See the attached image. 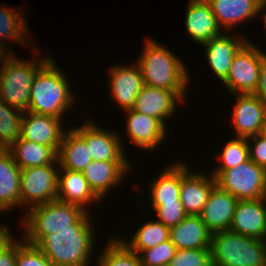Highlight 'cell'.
<instances>
[{"label":"cell","instance_id":"cell-18","mask_svg":"<svg viewBox=\"0 0 266 266\" xmlns=\"http://www.w3.org/2000/svg\"><path fill=\"white\" fill-rule=\"evenodd\" d=\"M188 4L184 23L189 38L202 45L222 34L207 0H190Z\"/></svg>","mask_w":266,"mask_h":266},{"label":"cell","instance_id":"cell-13","mask_svg":"<svg viewBox=\"0 0 266 266\" xmlns=\"http://www.w3.org/2000/svg\"><path fill=\"white\" fill-rule=\"evenodd\" d=\"M229 230L247 237L266 240V197L239 200Z\"/></svg>","mask_w":266,"mask_h":266},{"label":"cell","instance_id":"cell-26","mask_svg":"<svg viewBox=\"0 0 266 266\" xmlns=\"http://www.w3.org/2000/svg\"><path fill=\"white\" fill-rule=\"evenodd\" d=\"M21 168L7 149L0 151V207L4 211L20 206Z\"/></svg>","mask_w":266,"mask_h":266},{"label":"cell","instance_id":"cell-21","mask_svg":"<svg viewBox=\"0 0 266 266\" xmlns=\"http://www.w3.org/2000/svg\"><path fill=\"white\" fill-rule=\"evenodd\" d=\"M227 33H222L202 44L211 70L221 81L227 77L235 54L248 40Z\"/></svg>","mask_w":266,"mask_h":266},{"label":"cell","instance_id":"cell-4","mask_svg":"<svg viewBox=\"0 0 266 266\" xmlns=\"http://www.w3.org/2000/svg\"><path fill=\"white\" fill-rule=\"evenodd\" d=\"M12 53L10 51L0 63V99L8 106L25 112L28 111L33 80L51 57H33L31 61H23Z\"/></svg>","mask_w":266,"mask_h":266},{"label":"cell","instance_id":"cell-31","mask_svg":"<svg viewBox=\"0 0 266 266\" xmlns=\"http://www.w3.org/2000/svg\"><path fill=\"white\" fill-rule=\"evenodd\" d=\"M97 258L98 266H143L137 253L130 250L120 239L112 238Z\"/></svg>","mask_w":266,"mask_h":266},{"label":"cell","instance_id":"cell-40","mask_svg":"<svg viewBox=\"0 0 266 266\" xmlns=\"http://www.w3.org/2000/svg\"><path fill=\"white\" fill-rule=\"evenodd\" d=\"M254 94L266 105V59L262 63L258 85Z\"/></svg>","mask_w":266,"mask_h":266},{"label":"cell","instance_id":"cell-29","mask_svg":"<svg viewBox=\"0 0 266 266\" xmlns=\"http://www.w3.org/2000/svg\"><path fill=\"white\" fill-rule=\"evenodd\" d=\"M170 228L165 226L158 220H152L143 223L137 231H135L133 237L128 241L122 237L120 239L130 250L139 254L145 249L153 248L162 242L169 240ZM126 240V241H125Z\"/></svg>","mask_w":266,"mask_h":266},{"label":"cell","instance_id":"cell-9","mask_svg":"<svg viewBox=\"0 0 266 266\" xmlns=\"http://www.w3.org/2000/svg\"><path fill=\"white\" fill-rule=\"evenodd\" d=\"M59 165H43L21 170L20 205L32 208L57 200ZM27 204V205H26Z\"/></svg>","mask_w":266,"mask_h":266},{"label":"cell","instance_id":"cell-37","mask_svg":"<svg viewBox=\"0 0 266 266\" xmlns=\"http://www.w3.org/2000/svg\"><path fill=\"white\" fill-rule=\"evenodd\" d=\"M156 212L157 220L171 228L182 221L186 216L181 202H170L164 205H152Z\"/></svg>","mask_w":266,"mask_h":266},{"label":"cell","instance_id":"cell-10","mask_svg":"<svg viewBox=\"0 0 266 266\" xmlns=\"http://www.w3.org/2000/svg\"><path fill=\"white\" fill-rule=\"evenodd\" d=\"M85 122L73 129L86 141L93 161L129 162L117 132L101 129L92 120Z\"/></svg>","mask_w":266,"mask_h":266},{"label":"cell","instance_id":"cell-27","mask_svg":"<svg viewBox=\"0 0 266 266\" xmlns=\"http://www.w3.org/2000/svg\"><path fill=\"white\" fill-rule=\"evenodd\" d=\"M7 150L21 170L43 165H59L58 152L53 147L37 144L21 137Z\"/></svg>","mask_w":266,"mask_h":266},{"label":"cell","instance_id":"cell-42","mask_svg":"<svg viewBox=\"0 0 266 266\" xmlns=\"http://www.w3.org/2000/svg\"><path fill=\"white\" fill-rule=\"evenodd\" d=\"M265 9H266V0H262V3H261V13H262V11L264 12L265 11ZM263 16V17H262ZM260 17H262L263 18V23H264V27L266 28V13L265 14H263V15H261Z\"/></svg>","mask_w":266,"mask_h":266},{"label":"cell","instance_id":"cell-1","mask_svg":"<svg viewBox=\"0 0 266 266\" xmlns=\"http://www.w3.org/2000/svg\"><path fill=\"white\" fill-rule=\"evenodd\" d=\"M87 212L72 229L45 235L36 246L54 266H88L94 249V225Z\"/></svg>","mask_w":266,"mask_h":266},{"label":"cell","instance_id":"cell-2","mask_svg":"<svg viewBox=\"0 0 266 266\" xmlns=\"http://www.w3.org/2000/svg\"><path fill=\"white\" fill-rule=\"evenodd\" d=\"M141 54L136 63L140 67L144 84L174 91L185 102L190 78L183 61L149 37Z\"/></svg>","mask_w":266,"mask_h":266},{"label":"cell","instance_id":"cell-24","mask_svg":"<svg viewBox=\"0 0 266 266\" xmlns=\"http://www.w3.org/2000/svg\"><path fill=\"white\" fill-rule=\"evenodd\" d=\"M189 167L184 162L171 164L162 170L149 187L151 205H164L180 201L181 179L189 172Z\"/></svg>","mask_w":266,"mask_h":266},{"label":"cell","instance_id":"cell-25","mask_svg":"<svg viewBox=\"0 0 266 266\" xmlns=\"http://www.w3.org/2000/svg\"><path fill=\"white\" fill-rule=\"evenodd\" d=\"M212 233L198 215H187L170 228V241L177 249L211 248Z\"/></svg>","mask_w":266,"mask_h":266},{"label":"cell","instance_id":"cell-38","mask_svg":"<svg viewBox=\"0 0 266 266\" xmlns=\"http://www.w3.org/2000/svg\"><path fill=\"white\" fill-rule=\"evenodd\" d=\"M249 140L253 141V147ZM247 141L249 143L250 159L257 165L266 168V137L258 134L247 138Z\"/></svg>","mask_w":266,"mask_h":266},{"label":"cell","instance_id":"cell-15","mask_svg":"<svg viewBox=\"0 0 266 266\" xmlns=\"http://www.w3.org/2000/svg\"><path fill=\"white\" fill-rule=\"evenodd\" d=\"M127 115L126 133L130 140L145 151L155 150L166 137V126L157 118L132 109L124 111Z\"/></svg>","mask_w":266,"mask_h":266},{"label":"cell","instance_id":"cell-28","mask_svg":"<svg viewBox=\"0 0 266 266\" xmlns=\"http://www.w3.org/2000/svg\"><path fill=\"white\" fill-rule=\"evenodd\" d=\"M92 161L86 141L73 128L66 130L58 151L59 169L83 172Z\"/></svg>","mask_w":266,"mask_h":266},{"label":"cell","instance_id":"cell-16","mask_svg":"<svg viewBox=\"0 0 266 266\" xmlns=\"http://www.w3.org/2000/svg\"><path fill=\"white\" fill-rule=\"evenodd\" d=\"M176 102L185 104L174 91L144 84L132 110L155 117L166 125V120L176 112Z\"/></svg>","mask_w":266,"mask_h":266},{"label":"cell","instance_id":"cell-3","mask_svg":"<svg viewBox=\"0 0 266 266\" xmlns=\"http://www.w3.org/2000/svg\"><path fill=\"white\" fill-rule=\"evenodd\" d=\"M63 72L53 58L37 72L31 86L29 112L63 118L75 101L68 77Z\"/></svg>","mask_w":266,"mask_h":266},{"label":"cell","instance_id":"cell-6","mask_svg":"<svg viewBox=\"0 0 266 266\" xmlns=\"http://www.w3.org/2000/svg\"><path fill=\"white\" fill-rule=\"evenodd\" d=\"M213 266H266V240L247 237L230 230L211 238Z\"/></svg>","mask_w":266,"mask_h":266},{"label":"cell","instance_id":"cell-35","mask_svg":"<svg viewBox=\"0 0 266 266\" xmlns=\"http://www.w3.org/2000/svg\"><path fill=\"white\" fill-rule=\"evenodd\" d=\"M168 266H213L211 248L177 249Z\"/></svg>","mask_w":266,"mask_h":266},{"label":"cell","instance_id":"cell-12","mask_svg":"<svg viewBox=\"0 0 266 266\" xmlns=\"http://www.w3.org/2000/svg\"><path fill=\"white\" fill-rule=\"evenodd\" d=\"M62 121V118L25 111L22 115L20 137L53 147L58 152L66 132Z\"/></svg>","mask_w":266,"mask_h":266},{"label":"cell","instance_id":"cell-23","mask_svg":"<svg viewBox=\"0 0 266 266\" xmlns=\"http://www.w3.org/2000/svg\"><path fill=\"white\" fill-rule=\"evenodd\" d=\"M57 200L74 204L87 211L90 203L102 201L91 189L84 173L66 169L58 170ZM61 173V174H60Z\"/></svg>","mask_w":266,"mask_h":266},{"label":"cell","instance_id":"cell-39","mask_svg":"<svg viewBox=\"0 0 266 266\" xmlns=\"http://www.w3.org/2000/svg\"><path fill=\"white\" fill-rule=\"evenodd\" d=\"M17 240L12 238L0 247V266H16Z\"/></svg>","mask_w":266,"mask_h":266},{"label":"cell","instance_id":"cell-36","mask_svg":"<svg viewBox=\"0 0 266 266\" xmlns=\"http://www.w3.org/2000/svg\"><path fill=\"white\" fill-rule=\"evenodd\" d=\"M21 241L17 242L16 266H54L36 245Z\"/></svg>","mask_w":266,"mask_h":266},{"label":"cell","instance_id":"cell-43","mask_svg":"<svg viewBox=\"0 0 266 266\" xmlns=\"http://www.w3.org/2000/svg\"><path fill=\"white\" fill-rule=\"evenodd\" d=\"M259 134L266 137V116H265V119L263 120L262 127H261Z\"/></svg>","mask_w":266,"mask_h":266},{"label":"cell","instance_id":"cell-30","mask_svg":"<svg viewBox=\"0 0 266 266\" xmlns=\"http://www.w3.org/2000/svg\"><path fill=\"white\" fill-rule=\"evenodd\" d=\"M10 9V7H1L0 8V47L3 50H6L5 39L10 41L22 43L25 46L26 38L29 36V28L27 26V21L25 20L20 9L16 10ZM18 11V12H17ZM22 14V15H21ZM28 31V32H27ZM26 34V35H25Z\"/></svg>","mask_w":266,"mask_h":266},{"label":"cell","instance_id":"cell-44","mask_svg":"<svg viewBox=\"0 0 266 266\" xmlns=\"http://www.w3.org/2000/svg\"><path fill=\"white\" fill-rule=\"evenodd\" d=\"M5 55V56H4ZM6 55L8 54H5V50H3L1 47H0V62L3 61V59L6 57Z\"/></svg>","mask_w":266,"mask_h":266},{"label":"cell","instance_id":"cell-33","mask_svg":"<svg viewBox=\"0 0 266 266\" xmlns=\"http://www.w3.org/2000/svg\"><path fill=\"white\" fill-rule=\"evenodd\" d=\"M219 166L213 169L210 174L216 178L223 170L234 168L250 159L249 143L247 138L233 137L226 142L219 154Z\"/></svg>","mask_w":266,"mask_h":266},{"label":"cell","instance_id":"cell-14","mask_svg":"<svg viewBox=\"0 0 266 266\" xmlns=\"http://www.w3.org/2000/svg\"><path fill=\"white\" fill-rule=\"evenodd\" d=\"M233 95L237 98L231 122L235 134L240 138L258 135L266 116V105L255 94Z\"/></svg>","mask_w":266,"mask_h":266},{"label":"cell","instance_id":"cell-32","mask_svg":"<svg viewBox=\"0 0 266 266\" xmlns=\"http://www.w3.org/2000/svg\"><path fill=\"white\" fill-rule=\"evenodd\" d=\"M23 111L0 99V147L8 149L21 135Z\"/></svg>","mask_w":266,"mask_h":266},{"label":"cell","instance_id":"cell-5","mask_svg":"<svg viewBox=\"0 0 266 266\" xmlns=\"http://www.w3.org/2000/svg\"><path fill=\"white\" fill-rule=\"evenodd\" d=\"M22 218L24 226L23 239L36 245L45 235L56 234L58 230L72 229L88 211L82 207L54 200L29 210Z\"/></svg>","mask_w":266,"mask_h":266},{"label":"cell","instance_id":"cell-17","mask_svg":"<svg viewBox=\"0 0 266 266\" xmlns=\"http://www.w3.org/2000/svg\"><path fill=\"white\" fill-rule=\"evenodd\" d=\"M238 201L236 197L221 190L217 185L212 189L199 215L212 234L230 229Z\"/></svg>","mask_w":266,"mask_h":266},{"label":"cell","instance_id":"cell-7","mask_svg":"<svg viewBox=\"0 0 266 266\" xmlns=\"http://www.w3.org/2000/svg\"><path fill=\"white\" fill-rule=\"evenodd\" d=\"M215 179L221 190L229 192L238 200L266 197V168L251 159L223 170Z\"/></svg>","mask_w":266,"mask_h":266},{"label":"cell","instance_id":"cell-20","mask_svg":"<svg viewBox=\"0 0 266 266\" xmlns=\"http://www.w3.org/2000/svg\"><path fill=\"white\" fill-rule=\"evenodd\" d=\"M130 164V162L92 161L83 173L92 191L102 200L106 194H109L111 188L125 180L126 174L132 169Z\"/></svg>","mask_w":266,"mask_h":266},{"label":"cell","instance_id":"cell-34","mask_svg":"<svg viewBox=\"0 0 266 266\" xmlns=\"http://www.w3.org/2000/svg\"><path fill=\"white\" fill-rule=\"evenodd\" d=\"M177 248L169 240L141 251L138 255L143 266H168L174 258Z\"/></svg>","mask_w":266,"mask_h":266},{"label":"cell","instance_id":"cell-19","mask_svg":"<svg viewBox=\"0 0 266 266\" xmlns=\"http://www.w3.org/2000/svg\"><path fill=\"white\" fill-rule=\"evenodd\" d=\"M203 171H189L182 179L180 186V201L187 215H200L207 203L216 179ZM211 177V178H210Z\"/></svg>","mask_w":266,"mask_h":266},{"label":"cell","instance_id":"cell-22","mask_svg":"<svg viewBox=\"0 0 266 266\" xmlns=\"http://www.w3.org/2000/svg\"><path fill=\"white\" fill-rule=\"evenodd\" d=\"M220 28L232 31L245 20L260 17L262 0H207ZM230 29V30H229Z\"/></svg>","mask_w":266,"mask_h":266},{"label":"cell","instance_id":"cell-8","mask_svg":"<svg viewBox=\"0 0 266 266\" xmlns=\"http://www.w3.org/2000/svg\"><path fill=\"white\" fill-rule=\"evenodd\" d=\"M248 40L234 56L227 77L222 81L232 94H254L266 54Z\"/></svg>","mask_w":266,"mask_h":266},{"label":"cell","instance_id":"cell-41","mask_svg":"<svg viewBox=\"0 0 266 266\" xmlns=\"http://www.w3.org/2000/svg\"><path fill=\"white\" fill-rule=\"evenodd\" d=\"M12 233H10L7 225L0 226V247H3L8 241L12 239Z\"/></svg>","mask_w":266,"mask_h":266},{"label":"cell","instance_id":"cell-11","mask_svg":"<svg viewBox=\"0 0 266 266\" xmlns=\"http://www.w3.org/2000/svg\"><path fill=\"white\" fill-rule=\"evenodd\" d=\"M109 85L112 99L124 111L133 108L139 92L144 86L142 73L136 63L131 66L115 65L110 68Z\"/></svg>","mask_w":266,"mask_h":266}]
</instances>
